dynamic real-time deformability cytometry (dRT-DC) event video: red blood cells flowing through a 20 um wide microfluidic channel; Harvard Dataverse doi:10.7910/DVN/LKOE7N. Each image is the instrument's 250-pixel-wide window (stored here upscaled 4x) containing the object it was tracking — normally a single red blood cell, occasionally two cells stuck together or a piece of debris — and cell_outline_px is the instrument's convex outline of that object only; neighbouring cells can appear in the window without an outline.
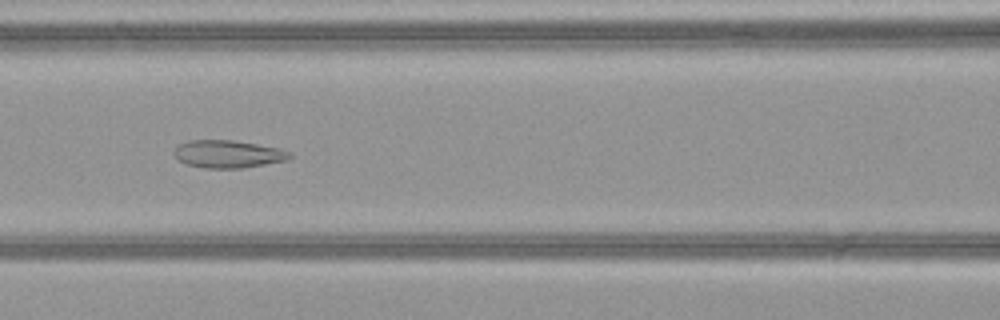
{"species": "common noctule bat (a hibernating species)", "species_latin": "Nyctalus noctula", "temperature_condition": "warm", "stored_images_in_passage": 52, "camera_frame_rate_fps": 3000, "um_per_image_px": 0.085, "animal": {"sex": "female", "body_mass_g": 21.9}, "frame": {"image": 1, "passage_image": 24, "time_ms": 7.667, "image_size_px": [1000, 320], "cell_outline_px": [[292, 156], [288, 160], [244, 168], [204, 168], [188, 164], [176, 160], [172, 152], [176, 144], [188, 140], [232, 140], [280, 148], [292, 152]], "centroid_in_image_um": [19.35, 13.09], "position_along_channel_um": 147.3, "area_um2": 18.96}}
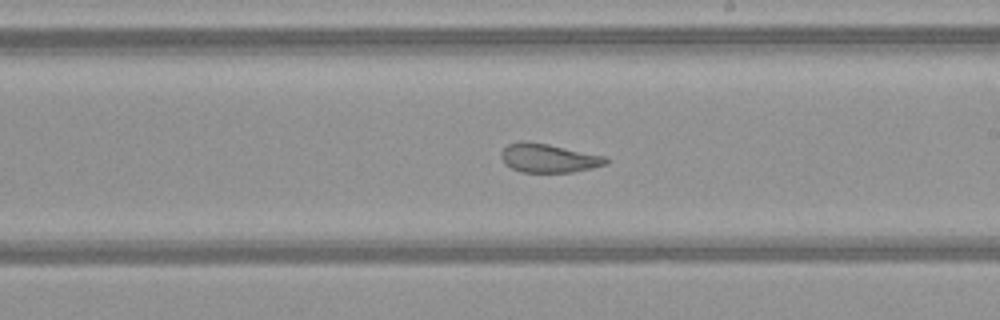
{"frame": {"image": 2, "passage_image": 31, "time_ms": 10.0, "image_size_px": [1000, 320], "cell_outline_px": [[608, 164], [592, 168], [572, 172], [520, 172], [504, 164], [500, 156], [500, 152], [508, 144], [520, 140], [548, 144], [604, 156], [608, 160]], "centroid_in_image_um": [46.58, 13.44], "position_along_channel_um": 242.4, "area_um2": 17.57}}
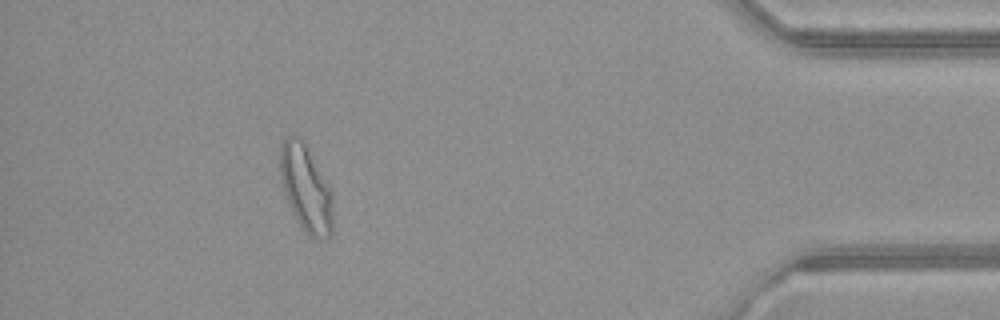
{"frame": {"image": 3, "passage_image": 47, "time_ms": 15.333, "image_size_px": [1000, 320], "cell_outline_px": [[332, 232], [324, 240], [312, 236], [304, 232], [292, 212], [284, 192], [280, 176], [280, 144], [284, 136], [300, 136], [304, 140], [332, 192]], "centroid_in_image_um": [25.98, 15.97], "position_along_channel_um": 409.2, "area_um2": 26.7}, "authors_computed_cell_mechanics": {"area_um2": 24.3627, "velocity_mm_per_s": 4.0888, "shape_relaxation_time_tau1_ms": null, "shape_relaxation_time_tau2_ms": 1.5099, "deformation_change_tau1": null, "deformation_change_tau2": 0.0897}}